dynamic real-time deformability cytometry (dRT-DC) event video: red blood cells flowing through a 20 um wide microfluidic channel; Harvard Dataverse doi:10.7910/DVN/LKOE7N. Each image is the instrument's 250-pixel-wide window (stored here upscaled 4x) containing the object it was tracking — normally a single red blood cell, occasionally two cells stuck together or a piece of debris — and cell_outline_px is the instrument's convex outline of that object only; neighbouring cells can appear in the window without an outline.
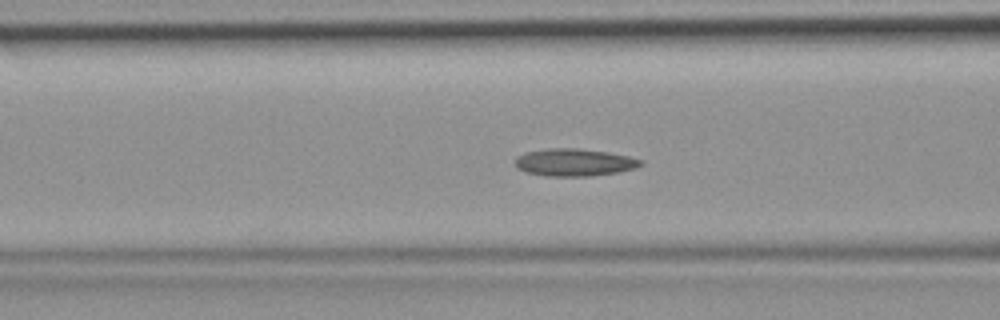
{"species": "common noctule bat (a hibernating species)", "species_latin": "Nyctalus noctula", "temperature_condition": "room temperature", "stored_images_in_passage": 43, "camera_frame_rate_fps": 3000, "um_per_image_px": 0.085, "animal": {"sex": "female", "body_mass_g": 19.9}, "frame": {"image": 1, "passage_image": 15, "time_ms": 4.667, "image_size_px": [1000, 320], "cell_outline_px": [[644, 164], [636, 168], [616, 172], [588, 176], [544, 176], [528, 172], [516, 168], [516, 156], [524, 152], [548, 148], [576, 148], [608, 152], [628, 156], [644, 160]], "centroid_in_image_um": [48.81, 13.79], "position_along_channel_um": 117.8, "area_um2": 20.11}}
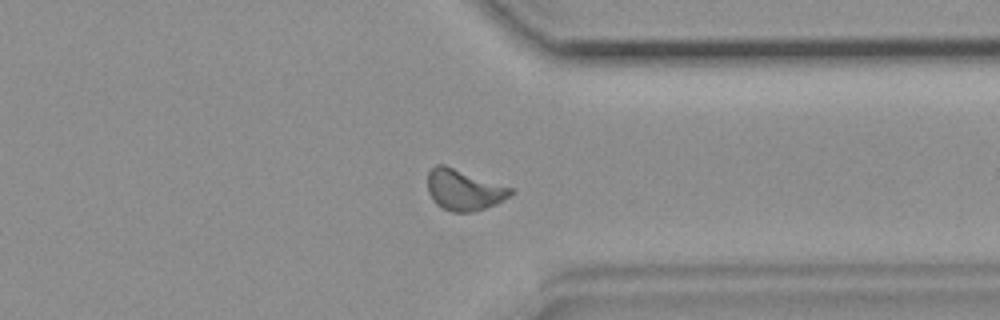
{"frame": {"image": 2, "passage_image": 33, "time_ms": 10.667, "image_size_px": [1000, 320], "cell_outline_px": [[512, 192], [508, 196], [496, 204], [472, 212], [452, 212], [436, 204], [432, 200], [428, 192], [428, 172], [436, 164], [444, 164], [512, 188]], "centroid_in_image_um": [39.38, 16.13], "position_along_channel_um": 372.0, "area_um2": 19.54}}
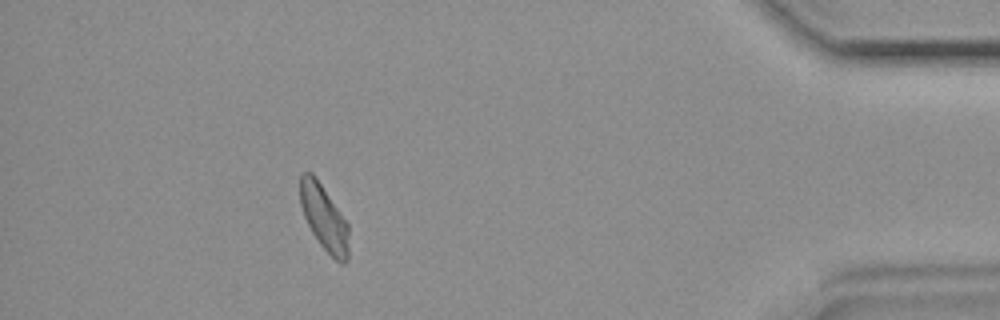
{"frame": {"image": 3, "passage_image": 39, "time_ms": 12.667, "image_size_px": [1000, 320], "cell_outline_px": [[348, 260], [344, 264], [340, 264], [320, 244], [312, 232], [304, 216], [300, 204], [300, 172], [312, 172], [316, 176], [348, 224]], "centroid_in_image_um": [27.53, 18.48], "position_along_channel_um": 407.7, "area_um2": 18.5}}